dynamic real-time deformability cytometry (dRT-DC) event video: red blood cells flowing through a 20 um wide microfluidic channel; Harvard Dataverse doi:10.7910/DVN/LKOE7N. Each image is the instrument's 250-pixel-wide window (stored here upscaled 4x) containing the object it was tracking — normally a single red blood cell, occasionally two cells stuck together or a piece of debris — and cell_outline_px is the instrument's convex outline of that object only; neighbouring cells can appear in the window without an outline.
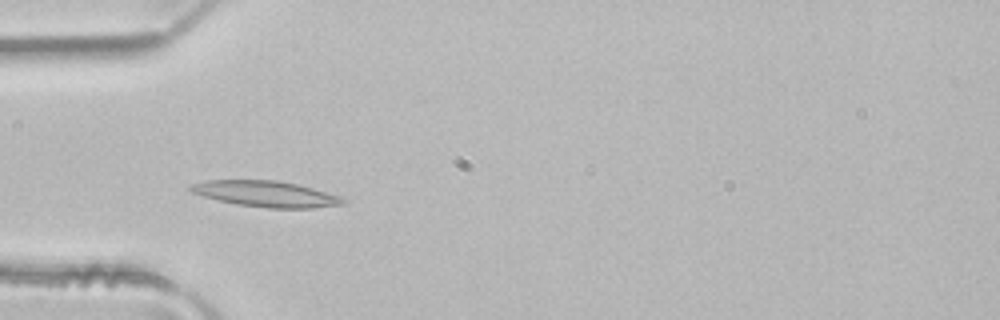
{"species": "common noctule bat (a hibernating species)", "species_latin": "Nyctalus noctula", "temperature_condition": "room temperature", "stored_images_in_passage": 2, "camera_frame_rate_fps": 3000, "um_per_image_px": 0.085, "animal": {"sex": "male", "body_mass_g": 21.5, "forearm_length_mm": 52.0}, "frame": {"image": 1, "passage_image": 2, "time_ms": 0.333, "image_size_px": [1000, 320], "cell_outline_px": [[348, 200], [344, 204], [312, 208], [268, 208], [236, 204], [216, 200], [192, 192], [188, 188], [188, 184], [208, 180], [276, 180], [296, 184], [312, 188], [340, 196]], "centroid_in_image_um": [22.58, 16.48], "position_along_channel_um": 62.4, "area_um2": 23.06}}